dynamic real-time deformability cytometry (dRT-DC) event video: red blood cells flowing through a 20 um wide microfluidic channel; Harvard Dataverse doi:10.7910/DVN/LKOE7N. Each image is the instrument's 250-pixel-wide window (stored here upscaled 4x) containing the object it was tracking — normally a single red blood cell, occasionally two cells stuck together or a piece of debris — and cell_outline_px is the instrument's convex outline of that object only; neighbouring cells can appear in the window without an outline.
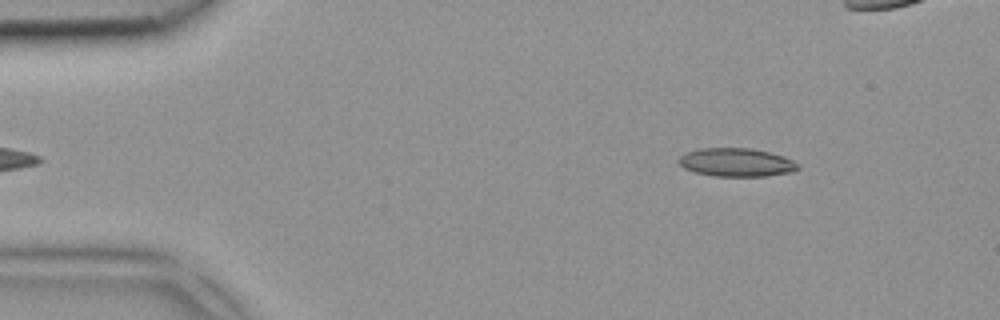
{"species": "common noctule bat (a hibernating species)", "species_latin": "Nyctalus noctula", "temperature_condition": "room temperature", "stored_images_in_passage": 4, "camera_frame_rate_fps": 3000, "um_per_image_px": 0.085, "animal": {"sex": "female", "body_mass_g": 18.4}, "frame": {"image": 1, "passage_image": 1, "time_ms": 0.0, "image_size_px": [1000, 320], "cell_outline_px": [[800, 168], [792, 172], [764, 176], [716, 176], [696, 172], [684, 168], [676, 160], [680, 156], [688, 152], [700, 148], [748, 148], [768, 152], [784, 156], [800, 164]], "centroid_in_image_um": [62.61, 13.8], "position_along_channel_um": 22.4, "area_um2": 19.65}}
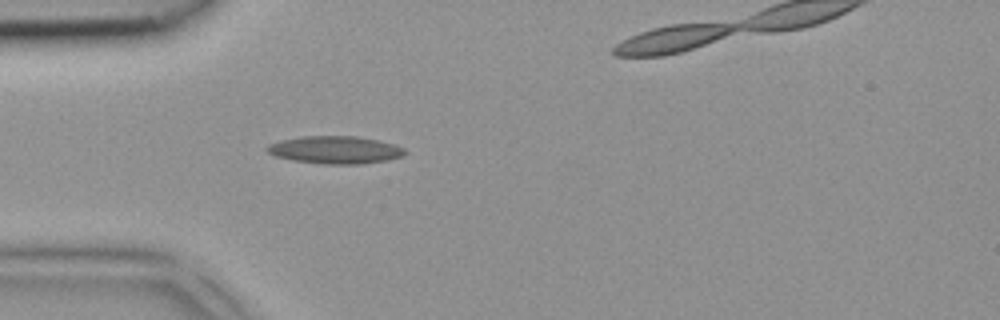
{"frame": {"image": 2, "passage_image": 3, "time_ms": 0.667, "image_size_px": [1000, 320], "cell_outline_px": [[408, 152], [404, 156], [388, 160], [360, 164], [324, 164], [292, 160], [276, 156], [268, 152], [264, 148], [268, 144], [280, 140], [300, 136], [356, 136], [380, 140], [396, 144], [404, 148]], "centroid_in_image_um": [28.52, 12.73], "position_along_channel_um": 56.5, "area_um2": 22.48}}